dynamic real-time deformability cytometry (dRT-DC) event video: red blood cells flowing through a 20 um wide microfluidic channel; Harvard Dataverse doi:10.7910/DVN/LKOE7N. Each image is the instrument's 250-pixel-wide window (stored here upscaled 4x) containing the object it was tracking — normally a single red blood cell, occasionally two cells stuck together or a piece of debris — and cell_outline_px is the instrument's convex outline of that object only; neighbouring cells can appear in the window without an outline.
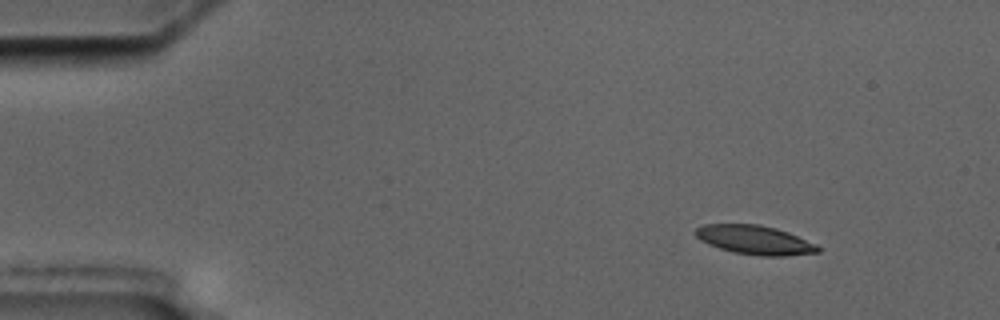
{"species": "common noctule bat (a hibernating species)", "species_latin": "Nyctalus noctula", "temperature_condition": "cold", "stored_images_in_passage": 3, "camera_frame_rate_fps": 3000, "um_per_image_px": 0.085, "animal": {"sex": "male", "body_mass_g": 17.5, "forearm_length_mm": 52.3}, "frame": {"image": 1, "passage_image": 1, "time_ms": 0.0, "image_size_px": [1000, 320], "cell_outline_px": [[820, 252], [784, 256], [760, 256], [732, 252], [708, 244], [700, 240], [692, 232], [696, 228], [704, 224], [760, 224], [776, 228], [788, 232], [816, 244], [820, 248]], "centroid_in_image_um": [64.13, 20.39], "position_along_channel_um": 20.9, "area_um2": 20.81}}